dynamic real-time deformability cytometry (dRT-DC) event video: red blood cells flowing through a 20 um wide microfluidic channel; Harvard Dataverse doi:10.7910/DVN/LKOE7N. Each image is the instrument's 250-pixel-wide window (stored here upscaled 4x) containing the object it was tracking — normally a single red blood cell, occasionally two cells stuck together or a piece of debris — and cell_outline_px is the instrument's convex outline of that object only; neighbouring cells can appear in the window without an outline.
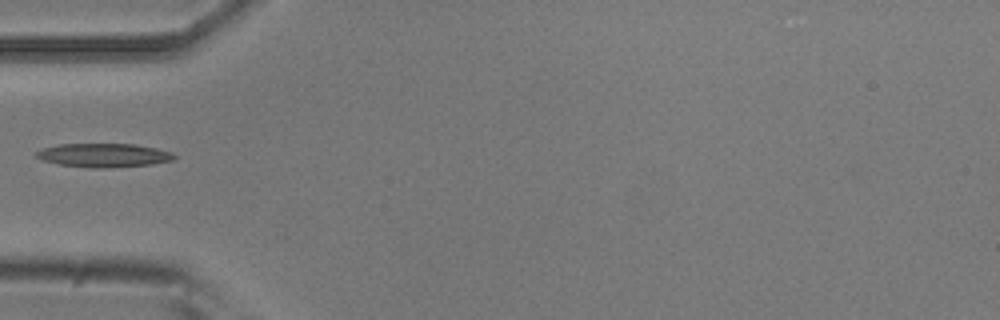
{"species": "common noctule bat (a hibernating species)", "species_latin": "Nyctalus noctula", "temperature_condition": "room temperature", "stored_images_in_passage": 4, "camera_frame_rate_fps": 3000, "um_per_image_px": 0.085, "animal": {"sex": "male", "body_mass_g": 20.5, "forearm_length_mm": 52.5}, "frame": {"image": 1, "passage_image": 4, "time_ms": 1.0, "image_size_px": [1000, 320], "cell_outline_px": [[176, 160], [152, 164], [108, 168], [92, 168], [60, 164], [44, 160], [36, 156], [36, 152], [44, 148], [60, 144], [136, 144], [156, 148], [172, 152], [176, 156]], "centroid_in_image_um": [8.89, 13.2], "position_along_channel_um": 76.1, "area_um2": 19.02}}